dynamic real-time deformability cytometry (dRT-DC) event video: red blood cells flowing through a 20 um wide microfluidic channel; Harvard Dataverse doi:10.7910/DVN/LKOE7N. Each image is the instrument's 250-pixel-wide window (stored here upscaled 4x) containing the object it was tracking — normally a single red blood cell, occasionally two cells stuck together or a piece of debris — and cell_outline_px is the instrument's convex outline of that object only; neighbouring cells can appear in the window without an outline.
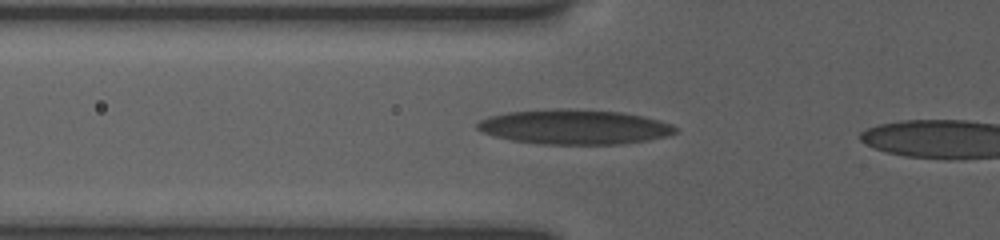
{"species": "human", "species_latin": "Homo sapiens", "temperature_condition": "room temperature", "stored_images_in_passage": 8, "camera_frame_rate_fps": 3000, "um_per_image_px": 0.085, "donor": {"sex": "female"}, "frame": {"image": 1, "passage_image": 3, "time_ms": 0.333, "image_size_px": [1000, 240], "cell_outline_px": [[676, 132], [664, 136], [648, 140], [616, 144], [540, 144], [512, 140], [496, 136], [484, 132], [476, 128], [476, 124], [480, 120], [492, 116], [508, 112], [556, 108], [564, 108], [620, 112], [660, 120], [676, 128]], "centroid_in_image_um": [48.79, 10.78], "position_along_channel_um": 77.0, "area_um2": 39.59}}